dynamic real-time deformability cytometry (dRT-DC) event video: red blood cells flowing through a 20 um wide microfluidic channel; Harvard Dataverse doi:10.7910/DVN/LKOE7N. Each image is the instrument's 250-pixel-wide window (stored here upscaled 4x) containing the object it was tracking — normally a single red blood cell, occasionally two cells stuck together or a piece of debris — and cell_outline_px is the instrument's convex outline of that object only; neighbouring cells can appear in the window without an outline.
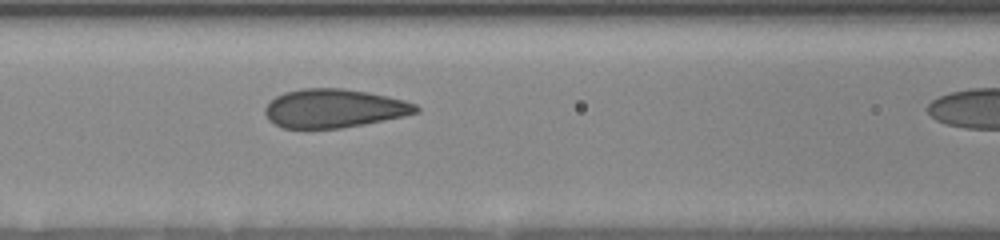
{"species": "human", "species_latin": "Homo sapiens", "temperature_condition": "room temperature", "stored_images_in_passage": 10, "segment_of_instrument_passage": [1, 2], "camera_frame_rate_fps": 3000, "um_per_image_px": 0.085, "donor": {"sex": "female"}, "frame": {"image": 1, "passage_image": 9, "time_ms": 6.0, "image_size_px": [1000, 240], "cell_outline_px": [[420, 112], [404, 116], [364, 124], [340, 128], [284, 128], [268, 120], [264, 112], [264, 108], [276, 96], [284, 92], [304, 88], [344, 88], [368, 92], [388, 96], [404, 100], [416, 104], [420, 108]], "centroid_in_image_um": [28.41, 9.2], "position_along_channel_um": 138.2, "area_um2": 34.04}}